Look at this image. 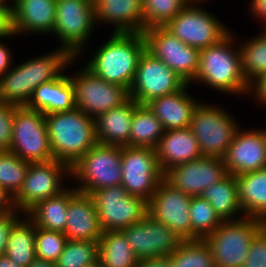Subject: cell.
<instances>
[{"instance_id":"cell-1","label":"cell","mask_w":266,"mask_h":267,"mask_svg":"<svg viewBox=\"0 0 266 267\" xmlns=\"http://www.w3.org/2000/svg\"><path fill=\"white\" fill-rule=\"evenodd\" d=\"M75 59L77 57L58 46L49 54L13 66L0 78V101L17 107L27 106L39 85L61 77Z\"/></svg>"},{"instance_id":"cell-2","label":"cell","mask_w":266,"mask_h":267,"mask_svg":"<svg viewBox=\"0 0 266 267\" xmlns=\"http://www.w3.org/2000/svg\"><path fill=\"white\" fill-rule=\"evenodd\" d=\"M145 49L143 33H112L99 46L86 67L101 79L121 85L129 91L140 56Z\"/></svg>"},{"instance_id":"cell-3","label":"cell","mask_w":266,"mask_h":267,"mask_svg":"<svg viewBox=\"0 0 266 267\" xmlns=\"http://www.w3.org/2000/svg\"><path fill=\"white\" fill-rule=\"evenodd\" d=\"M53 159L70 168L97 141L95 119L78 108L45 115Z\"/></svg>"},{"instance_id":"cell-4","label":"cell","mask_w":266,"mask_h":267,"mask_svg":"<svg viewBox=\"0 0 266 267\" xmlns=\"http://www.w3.org/2000/svg\"><path fill=\"white\" fill-rule=\"evenodd\" d=\"M233 40L234 34L230 32L217 44L201 49L198 71L189 84L200 82L222 93L249 95L250 85L242 73L240 48L233 46Z\"/></svg>"},{"instance_id":"cell-5","label":"cell","mask_w":266,"mask_h":267,"mask_svg":"<svg viewBox=\"0 0 266 267\" xmlns=\"http://www.w3.org/2000/svg\"><path fill=\"white\" fill-rule=\"evenodd\" d=\"M266 222L250 217L223 221L204 238L211 250L215 267H242L255 235Z\"/></svg>"},{"instance_id":"cell-6","label":"cell","mask_w":266,"mask_h":267,"mask_svg":"<svg viewBox=\"0 0 266 267\" xmlns=\"http://www.w3.org/2000/svg\"><path fill=\"white\" fill-rule=\"evenodd\" d=\"M121 156V146L97 143L70 168L71 178L81 181L75 189L90 195L97 189L121 185Z\"/></svg>"},{"instance_id":"cell-7","label":"cell","mask_w":266,"mask_h":267,"mask_svg":"<svg viewBox=\"0 0 266 267\" xmlns=\"http://www.w3.org/2000/svg\"><path fill=\"white\" fill-rule=\"evenodd\" d=\"M232 115L214 104L199 103L192 114L190 129L203 156L223 158L241 127Z\"/></svg>"},{"instance_id":"cell-8","label":"cell","mask_w":266,"mask_h":267,"mask_svg":"<svg viewBox=\"0 0 266 267\" xmlns=\"http://www.w3.org/2000/svg\"><path fill=\"white\" fill-rule=\"evenodd\" d=\"M93 0H56L53 34L62 42L61 49L79 57L92 36L95 25Z\"/></svg>"},{"instance_id":"cell-9","label":"cell","mask_w":266,"mask_h":267,"mask_svg":"<svg viewBox=\"0 0 266 267\" xmlns=\"http://www.w3.org/2000/svg\"><path fill=\"white\" fill-rule=\"evenodd\" d=\"M10 151L29 163L53 160L45 115L26 106H15Z\"/></svg>"},{"instance_id":"cell-10","label":"cell","mask_w":266,"mask_h":267,"mask_svg":"<svg viewBox=\"0 0 266 267\" xmlns=\"http://www.w3.org/2000/svg\"><path fill=\"white\" fill-rule=\"evenodd\" d=\"M200 4L190 1L164 26L183 43L199 50L217 44L231 31Z\"/></svg>"},{"instance_id":"cell-11","label":"cell","mask_w":266,"mask_h":267,"mask_svg":"<svg viewBox=\"0 0 266 267\" xmlns=\"http://www.w3.org/2000/svg\"><path fill=\"white\" fill-rule=\"evenodd\" d=\"M90 196L103 232L122 230L147 214V202L128 194L122 185L94 190Z\"/></svg>"},{"instance_id":"cell-12","label":"cell","mask_w":266,"mask_h":267,"mask_svg":"<svg viewBox=\"0 0 266 267\" xmlns=\"http://www.w3.org/2000/svg\"><path fill=\"white\" fill-rule=\"evenodd\" d=\"M81 69L76 75L70 74V81L74 87L75 107L88 116L96 119L130 98L125 87L101 79L86 66Z\"/></svg>"},{"instance_id":"cell-13","label":"cell","mask_w":266,"mask_h":267,"mask_svg":"<svg viewBox=\"0 0 266 267\" xmlns=\"http://www.w3.org/2000/svg\"><path fill=\"white\" fill-rule=\"evenodd\" d=\"M65 175H71L70 167L58 160L30 163L22 187L13 197L15 209L25 216L38 202L60 194L66 189L62 186Z\"/></svg>"},{"instance_id":"cell-14","label":"cell","mask_w":266,"mask_h":267,"mask_svg":"<svg viewBox=\"0 0 266 267\" xmlns=\"http://www.w3.org/2000/svg\"><path fill=\"white\" fill-rule=\"evenodd\" d=\"M122 186L128 194L140 197L147 203L158 183L164 178L159 168L156 149L122 146Z\"/></svg>"},{"instance_id":"cell-15","label":"cell","mask_w":266,"mask_h":267,"mask_svg":"<svg viewBox=\"0 0 266 267\" xmlns=\"http://www.w3.org/2000/svg\"><path fill=\"white\" fill-rule=\"evenodd\" d=\"M185 84L178 74L145 49L140 56L129 95L136 103L147 104L180 90Z\"/></svg>"},{"instance_id":"cell-16","label":"cell","mask_w":266,"mask_h":267,"mask_svg":"<svg viewBox=\"0 0 266 267\" xmlns=\"http://www.w3.org/2000/svg\"><path fill=\"white\" fill-rule=\"evenodd\" d=\"M146 49L162 60L186 83L196 76L200 50L190 47L174 36L164 26H154L143 31Z\"/></svg>"},{"instance_id":"cell-17","label":"cell","mask_w":266,"mask_h":267,"mask_svg":"<svg viewBox=\"0 0 266 267\" xmlns=\"http://www.w3.org/2000/svg\"><path fill=\"white\" fill-rule=\"evenodd\" d=\"M191 198L163 178L147 203V213L171 228L183 240H191Z\"/></svg>"},{"instance_id":"cell-18","label":"cell","mask_w":266,"mask_h":267,"mask_svg":"<svg viewBox=\"0 0 266 267\" xmlns=\"http://www.w3.org/2000/svg\"><path fill=\"white\" fill-rule=\"evenodd\" d=\"M137 259L171 255L183 242L171 228L148 213L143 219L121 230Z\"/></svg>"},{"instance_id":"cell-19","label":"cell","mask_w":266,"mask_h":267,"mask_svg":"<svg viewBox=\"0 0 266 267\" xmlns=\"http://www.w3.org/2000/svg\"><path fill=\"white\" fill-rule=\"evenodd\" d=\"M227 174L223 158L202 156L171 168L164 178L183 193L200 196L207 187Z\"/></svg>"},{"instance_id":"cell-20","label":"cell","mask_w":266,"mask_h":267,"mask_svg":"<svg viewBox=\"0 0 266 267\" xmlns=\"http://www.w3.org/2000/svg\"><path fill=\"white\" fill-rule=\"evenodd\" d=\"M226 172L234 176L266 168V130L241 128L223 157Z\"/></svg>"},{"instance_id":"cell-21","label":"cell","mask_w":266,"mask_h":267,"mask_svg":"<svg viewBox=\"0 0 266 267\" xmlns=\"http://www.w3.org/2000/svg\"><path fill=\"white\" fill-rule=\"evenodd\" d=\"M97 23L112 24L113 33H143V0H93Z\"/></svg>"},{"instance_id":"cell-22","label":"cell","mask_w":266,"mask_h":267,"mask_svg":"<svg viewBox=\"0 0 266 267\" xmlns=\"http://www.w3.org/2000/svg\"><path fill=\"white\" fill-rule=\"evenodd\" d=\"M56 0H15L12 7L14 34H48L53 32Z\"/></svg>"},{"instance_id":"cell-23","label":"cell","mask_w":266,"mask_h":267,"mask_svg":"<svg viewBox=\"0 0 266 267\" xmlns=\"http://www.w3.org/2000/svg\"><path fill=\"white\" fill-rule=\"evenodd\" d=\"M189 85L186 83L180 90L147 103V106L161 121L165 131L190 127L192 114L200 101L191 97L187 92Z\"/></svg>"},{"instance_id":"cell-24","label":"cell","mask_w":266,"mask_h":267,"mask_svg":"<svg viewBox=\"0 0 266 267\" xmlns=\"http://www.w3.org/2000/svg\"><path fill=\"white\" fill-rule=\"evenodd\" d=\"M102 232L92 197L77 192L68 201L67 223L63 233L68 240L99 241Z\"/></svg>"},{"instance_id":"cell-25","label":"cell","mask_w":266,"mask_h":267,"mask_svg":"<svg viewBox=\"0 0 266 267\" xmlns=\"http://www.w3.org/2000/svg\"><path fill=\"white\" fill-rule=\"evenodd\" d=\"M156 155L163 174L177 165L203 156L190 128L166 130L156 147Z\"/></svg>"},{"instance_id":"cell-26","label":"cell","mask_w":266,"mask_h":267,"mask_svg":"<svg viewBox=\"0 0 266 267\" xmlns=\"http://www.w3.org/2000/svg\"><path fill=\"white\" fill-rule=\"evenodd\" d=\"M134 109L135 101L129 98L122 105L100 114L95 119L98 143L127 146L130 143Z\"/></svg>"},{"instance_id":"cell-27","label":"cell","mask_w":266,"mask_h":267,"mask_svg":"<svg viewBox=\"0 0 266 267\" xmlns=\"http://www.w3.org/2000/svg\"><path fill=\"white\" fill-rule=\"evenodd\" d=\"M27 108L42 112H65L75 108L74 87L70 75L63 74L58 79L42 83L33 92Z\"/></svg>"},{"instance_id":"cell-28","label":"cell","mask_w":266,"mask_h":267,"mask_svg":"<svg viewBox=\"0 0 266 267\" xmlns=\"http://www.w3.org/2000/svg\"><path fill=\"white\" fill-rule=\"evenodd\" d=\"M236 178L244 216L266 222V168Z\"/></svg>"},{"instance_id":"cell-29","label":"cell","mask_w":266,"mask_h":267,"mask_svg":"<svg viewBox=\"0 0 266 267\" xmlns=\"http://www.w3.org/2000/svg\"><path fill=\"white\" fill-rule=\"evenodd\" d=\"M75 187L67 188L60 194L44 199L26 214L36 227L53 231H65L68 201L77 193Z\"/></svg>"},{"instance_id":"cell-30","label":"cell","mask_w":266,"mask_h":267,"mask_svg":"<svg viewBox=\"0 0 266 267\" xmlns=\"http://www.w3.org/2000/svg\"><path fill=\"white\" fill-rule=\"evenodd\" d=\"M200 196L210 202L223 221L238 220L244 217L239 202L237 178L232 174H227L220 181L207 187ZM235 214H242V216L240 215L238 218V216L235 217Z\"/></svg>"},{"instance_id":"cell-31","label":"cell","mask_w":266,"mask_h":267,"mask_svg":"<svg viewBox=\"0 0 266 267\" xmlns=\"http://www.w3.org/2000/svg\"><path fill=\"white\" fill-rule=\"evenodd\" d=\"M26 217H20L13 224L5 251V255L21 267H28L36 258V226L27 215Z\"/></svg>"},{"instance_id":"cell-32","label":"cell","mask_w":266,"mask_h":267,"mask_svg":"<svg viewBox=\"0 0 266 267\" xmlns=\"http://www.w3.org/2000/svg\"><path fill=\"white\" fill-rule=\"evenodd\" d=\"M164 132L161 121L154 115L147 104L135 102L131 122L130 143L127 146L156 149Z\"/></svg>"},{"instance_id":"cell-33","label":"cell","mask_w":266,"mask_h":267,"mask_svg":"<svg viewBox=\"0 0 266 267\" xmlns=\"http://www.w3.org/2000/svg\"><path fill=\"white\" fill-rule=\"evenodd\" d=\"M98 243L101 267H138L139 260L121 230L102 232Z\"/></svg>"},{"instance_id":"cell-34","label":"cell","mask_w":266,"mask_h":267,"mask_svg":"<svg viewBox=\"0 0 266 267\" xmlns=\"http://www.w3.org/2000/svg\"><path fill=\"white\" fill-rule=\"evenodd\" d=\"M260 34L239 46L242 73L249 85L266 73V28Z\"/></svg>"},{"instance_id":"cell-35","label":"cell","mask_w":266,"mask_h":267,"mask_svg":"<svg viewBox=\"0 0 266 267\" xmlns=\"http://www.w3.org/2000/svg\"><path fill=\"white\" fill-rule=\"evenodd\" d=\"M189 216L191 220V240L204 239L223 222L210 205V202L201 196H192Z\"/></svg>"},{"instance_id":"cell-36","label":"cell","mask_w":266,"mask_h":267,"mask_svg":"<svg viewBox=\"0 0 266 267\" xmlns=\"http://www.w3.org/2000/svg\"><path fill=\"white\" fill-rule=\"evenodd\" d=\"M170 256L172 267H215L211 250L204 239L183 240Z\"/></svg>"},{"instance_id":"cell-37","label":"cell","mask_w":266,"mask_h":267,"mask_svg":"<svg viewBox=\"0 0 266 267\" xmlns=\"http://www.w3.org/2000/svg\"><path fill=\"white\" fill-rule=\"evenodd\" d=\"M99 262L98 241L68 240L56 267H86Z\"/></svg>"},{"instance_id":"cell-38","label":"cell","mask_w":266,"mask_h":267,"mask_svg":"<svg viewBox=\"0 0 266 267\" xmlns=\"http://www.w3.org/2000/svg\"><path fill=\"white\" fill-rule=\"evenodd\" d=\"M29 164L10 150L0 151V187L12 198L22 187Z\"/></svg>"},{"instance_id":"cell-39","label":"cell","mask_w":266,"mask_h":267,"mask_svg":"<svg viewBox=\"0 0 266 267\" xmlns=\"http://www.w3.org/2000/svg\"><path fill=\"white\" fill-rule=\"evenodd\" d=\"M190 0H143L144 30L165 26Z\"/></svg>"},{"instance_id":"cell-40","label":"cell","mask_w":266,"mask_h":267,"mask_svg":"<svg viewBox=\"0 0 266 267\" xmlns=\"http://www.w3.org/2000/svg\"><path fill=\"white\" fill-rule=\"evenodd\" d=\"M67 241L68 239L63 232L36 227V258L55 263L64 250Z\"/></svg>"},{"instance_id":"cell-41","label":"cell","mask_w":266,"mask_h":267,"mask_svg":"<svg viewBox=\"0 0 266 267\" xmlns=\"http://www.w3.org/2000/svg\"><path fill=\"white\" fill-rule=\"evenodd\" d=\"M242 267H266V225L252 240Z\"/></svg>"},{"instance_id":"cell-42","label":"cell","mask_w":266,"mask_h":267,"mask_svg":"<svg viewBox=\"0 0 266 267\" xmlns=\"http://www.w3.org/2000/svg\"><path fill=\"white\" fill-rule=\"evenodd\" d=\"M14 111V105L0 101V151L10 149Z\"/></svg>"},{"instance_id":"cell-43","label":"cell","mask_w":266,"mask_h":267,"mask_svg":"<svg viewBox=\"0 0 266 267\" xmlns=\"http://www.w3.org/2000/svg\"><path fill=\"white\" fill-rule=\"evenodd\" d=\"M16 209L11 213L0 215V256L5 254L10 229L20 218Z\"/></svg>"},{"instance_id":"cell-44","label":"cell","mask_w":266,"mask_h":267,"mask_svg":"<svg viewBox=\"0 0 266 267\" xmlns=\"http://www.w3.org/2000/svg\"><path fill=\"white\" fill-rule=\"evenodd\" d=\"M17 36L13 32L12 9L0 6V38Z\"/></svg>"},{"instance_id":"cell-45","label":"cell","mask_w":266,"mask_h":267,"mask_svg":"<svg viewBox=\"0 0 266 267\" xmlns=\"http://www.w3.org/2000/svg\"><path fill=\"white\" fill-rule=\"evenodd\" d=\"M252 91L254 92L252 93ZM250 94H255V100L258 103L266 105V73L259 76L250 84L249 95Z\"/></svg>"},{"instance_id":"cell-46","label":"cell","mask_w":266,"mask_h":267,"mask_svg":"<svg viewBox=\"0 0 266 267\" xmlns=\"http://www.w3.org/2000/svg\"><path fill=\"white\" fill-rule=\"evenodd\" d=\"M7 37H2L0 38V78L8 71L11 69V54H10V49L7 47V45L4 43L3 44V39ZM2 40V42H1Z\"/></svg>"},{"instance_id":"cell-47","label":"cell","mask_w":266,"mask_h":267,"mask_svg":"<svg viewBox=\"0 0 266 267\" xmlns=\"http://www.w3.org/2000/svg\"><path fill=\"white\" fill-rule=\"evenodd\" d=\"M138 267H172L170 255L149 257L139 261Z\"/></svg>"},{"instance_id":"cell-48","label":"cell","mask_w":266,"mask_h":267,"mask_svg":"<svg viewBox=\"0 0 266 267\" xmlns=\"http://www.w3.org/2000/svg\"><path fill=\"white\" fill-rule=\"evenodd\" d=\"M250 9L251 15H255V17H258L259 19L262 18L263 22V28H266V0H251L250 3Z\"/></svg>"},{"instance_id":"cell-49","label":"cell","mask_w":266,"mask_h":267,"mask_svg":"<svg viewBox=\"0 0 266 267\" xmlns=\"http://www.w3.org/2000/svg\"><path fill=\"white\" fill-rule=\"evenodd\" d=\"M15 210L13 198L2 187H0V215L11 213Z\"/></svg>"},{"instance_id":"cell-50","label":"cell","mask_w":266,"mask_h":267,"mask_svg":"<svg viewBox=\"0 0 266 267\" xmlns=\"http://www.w3.org/2000/svg\"><path fill=\"white\" fill-rule=\"evenodd\" d=\"M28 267H56L55 263L45 261L43 259L35 258Z\"/></svg>"},{"instance_id":"cell-51","label":"cell","mask_w":266,"mask_h":267,"mask_svg":"<svg viewBox=\"0 0 266 267\" xmlns=\"http://www.w3.org/2000/svg\"><path fill=\"white\" fill-rule=\"evenodd\" d=\"M0 267H21L5 254L0 256Z\"/></svg>"},{"instance_id":"cell-52","label":"cell","mask_w":266,"mask_h":267,"mask_svg":"<svg viewBox=\"0 0 266 267\" xmlns=\"http://www.w3.org/2000/svg\"><path fill=\"white\" fill-rule=\"evenodd\" d=\"M9 1V2H8ZM0 0V6H5L7 7L8 9H12L13 7V0ZM10 3V4H9Z\"/></svg>"},{"instance_id":"cell-53","label":"cell","mask_w":266,"mask_h":267,"mask_svg":"<svg viewBox=\"0 0 266 267\" xmlns=\"http://www.w3.org/2000/svg\"><path fill=\"white\" fill-rule=\"evenodd\" d=\"M86 267H101V266H100V263L97 262L96 264H91V265L86 266Z\"/></svg>"},{"instance_id":"cell-54","label":"cell","mask_w":266,"mask_h":267,"mask_svg":"<svg viewBox=\"0 0 266 267\" xmlns=\"http://www.w3.org/2000/svg\"><path fill=\"white\" fill-rule=\"evenodd\" d=\"M190 1L201 2V3H202V1L204 2L205 0H190ZM207 1H208V0H207Z\"/></svg>"}]
</instances>
